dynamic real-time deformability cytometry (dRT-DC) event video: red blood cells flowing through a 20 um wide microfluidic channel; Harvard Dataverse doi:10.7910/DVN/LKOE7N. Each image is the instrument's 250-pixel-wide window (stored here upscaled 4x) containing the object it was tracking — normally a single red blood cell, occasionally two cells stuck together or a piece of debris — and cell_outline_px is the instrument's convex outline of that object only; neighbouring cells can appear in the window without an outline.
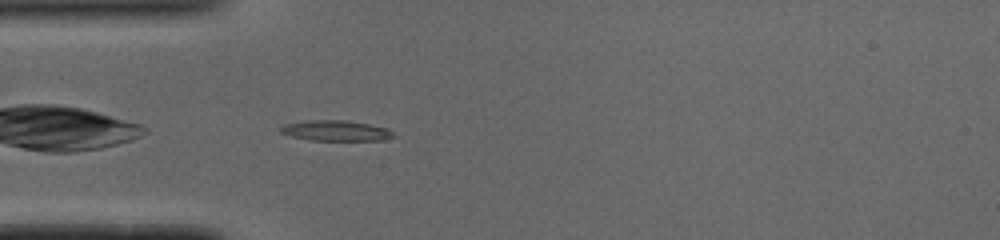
{"species": "common noctule bat (a hibernating species)", "species_latin": "Nyctalus noctula", "temperature_condition": "cold", "stored_images_in_passage": 33, "camera_frame_rate_fps": 3000, "um_per_image_px": 0.085, "animal": {"sex": "male", "body_mass_g": 19.0, "forearm_length_mm": 50.8}, "frame": {"image": 1, "passage_image": 1, "time_ms": 0.0, "image_size_px": [1000, 240], "cell_outline_px": [[396, 136], [384, 140], [312, 140], [292, 136], [280, 132], [280, 128], [284, 124], [308, 120], [348, 120], [388, 128]], "centroid_in_image_um": [28.57, 11.1], "position_along_channel_um": 56.4, "area_um2": 13.41}}
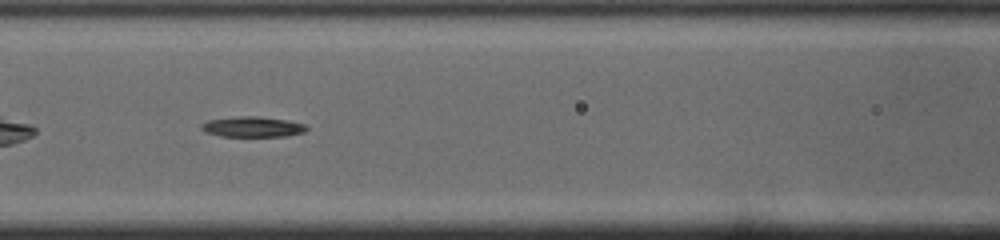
{"frame": {"image": 2, "passage_image": 8, "time_ms": 2.333, "image_size_px": [1000, 240], "cell_outline_px": [[308, 128], [304, 132], [288, 136], [220, 136], [204, 132], [200, 128], [208, 120], [240, 116], [260, 116], [284, 120], [304, 124]], "centroid_in_image_um": [21.46, 10.78], "position_along_channel_um": 145.1, "area_um2": 12.37}}
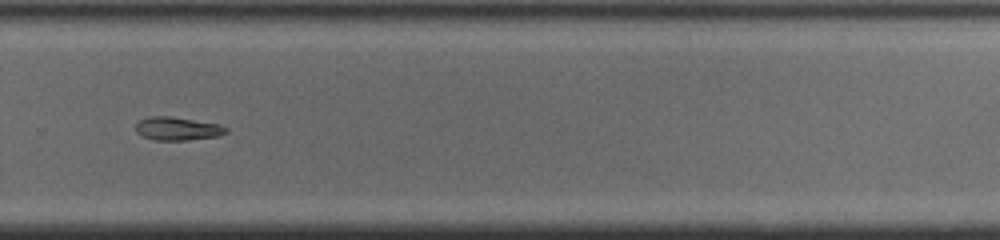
{"frame": {"image": 3, "passage_image": 21, "time_ms": 6.667, "image_size_px": [1000, 240], "cell_outline_px": [[228, 132], [216, 136], [188, 140], [156, 140], [140, 136], [136, 132], [136, 124], [140, 120], [148, 116], [172, 116], [220, 124], [228, 128]], "centroid_in_image_um": [15.07, 10.93], "position_along_channel_um": 314.7, "area_um2": 12.37}, "authors_computed_cell_mechanics": {"area_um2": 12.716, "velocity_mm_per_s": 3.9214, "shape_relaxation_time_tau1_ms": 7.4794, "shape_relaxation_time_tau2_ms": null, "deformation_change_tau1": 0.1874, "deformation_change_tau2": null}}